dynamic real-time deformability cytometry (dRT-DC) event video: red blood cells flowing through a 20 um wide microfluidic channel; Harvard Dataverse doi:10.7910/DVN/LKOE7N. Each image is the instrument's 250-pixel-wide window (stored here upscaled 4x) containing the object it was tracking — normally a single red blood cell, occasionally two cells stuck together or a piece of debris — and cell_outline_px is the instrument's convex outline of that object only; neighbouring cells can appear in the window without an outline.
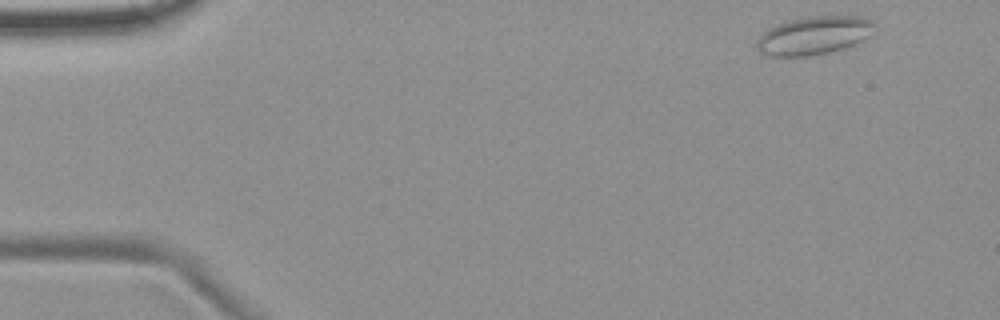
{"species": "common noctule bat (a hibernating species)", "species_latin": "Nyctalus noctula", "temperature_condition": "room temperature", "stored_images_in_passage": 5, "camera_frame_rate_fps": 3000, "um_per_image_px": 0.085, "animal": {"sex": "female", "body_mass_g": 19.9}, "frame": {"image": 1, "passage_image": 1, "time_ms": 0.0, "image_size_px": [1000, 320], "cell_outline_px": [[880, 28], [868, 36], [844, 48], [828, 52], [808, 56], [768, 56], [760, 52], [756, 48], [756, 40], [768, 28], [792, 20], [812, 16], [860, 16], [872, 20]], "centroid_in_image_um": [69.21, 3.01], "position_along_channel_um": 15.8, "area_um2": 26.18}}
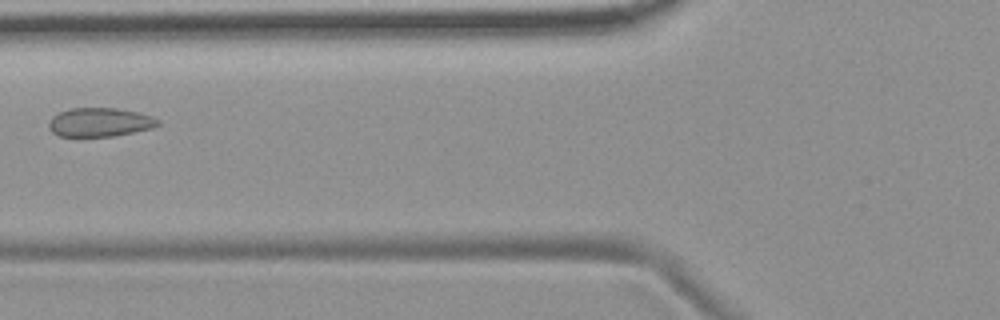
{"frame": {"image": 2, "passage_image": 5, "time_ms": 5.667, "image_size_px": [1000, 320], "cell_outline_px": [[160, 124], [152, 128], [112, 136], [60, 136], [52, 132], [48, 128], [48, 124], [52, 116], [68, 108], [116, 108], [136, 112], [152, 116], [160, 120]], "centroid_in_image_um": [8.46, 10.38], "position_along_channel_um": 117.3, "area_um2": 18.26}}